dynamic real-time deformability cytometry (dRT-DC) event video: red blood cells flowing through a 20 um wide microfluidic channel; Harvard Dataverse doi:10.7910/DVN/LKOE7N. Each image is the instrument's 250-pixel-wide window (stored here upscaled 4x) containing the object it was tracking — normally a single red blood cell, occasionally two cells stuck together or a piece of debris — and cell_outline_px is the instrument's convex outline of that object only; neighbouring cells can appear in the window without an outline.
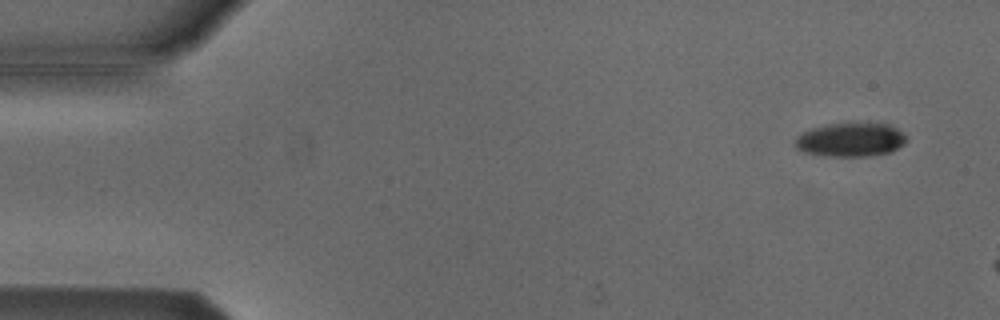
{"species": "Egyptian fruit bat (a non-hibernating species)", "species_latin": "Rousettus aegyptiacus", "temperature_condition": "cold", "stored_images_in_passage": 11, "camera_frame_rate_fps": 3000, "um_per_image_px": 0.085, "animal": {"sex": "male"}, "frame": {"image": 1, "passage_image": 4, "time_ms": 1.0, "image_size_px": [1000, 320], "cell_outline_px": [[908, 140], [904, 144], [892, 152], [868, 156], [824, 156], [804, 152], [796, 148], [792, 144], [796, 136], [800, 132], [812, 128], [828, 124], [888, 124], [896, 128]], "centroid_in_image_um": [72.24, 11.9], "position_along_channel_um": 12.8, "area_um2": 21.96}}